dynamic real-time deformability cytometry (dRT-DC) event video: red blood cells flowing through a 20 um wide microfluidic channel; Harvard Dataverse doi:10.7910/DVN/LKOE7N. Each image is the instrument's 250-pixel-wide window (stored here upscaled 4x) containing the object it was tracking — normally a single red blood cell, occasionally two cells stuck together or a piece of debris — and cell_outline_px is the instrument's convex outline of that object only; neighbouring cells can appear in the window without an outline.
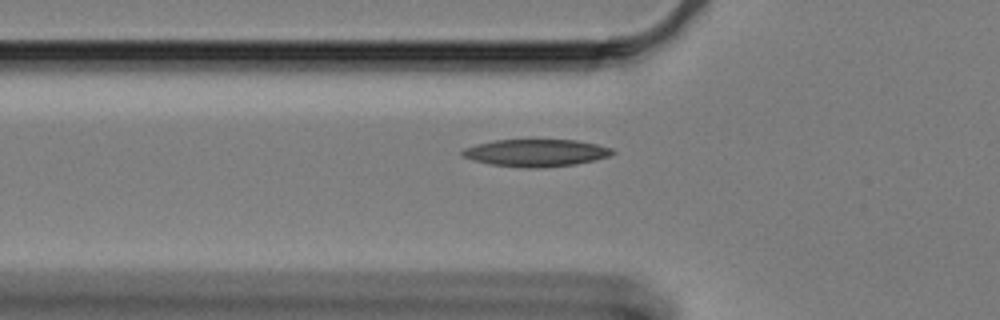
{"species": "Egyptian fruit bat (a non-hibernating species)", "species_latin": "Rousettus aegyptiacus", "temperature_condition": "cold", "stored_images_in_passage": 36, "camera_frame_rate_fps": 3000, "um_per_image_px": 0.085, "animal": {"sex": "female"}, "frame": {"image": 1, "passage_image": 2, "time_ms": 0.333, "image_size_px": [1000, 320], "cell_outline_px": [[616, 152], [608, 156], [576, 164], [540, 168], [524, 168], [492, 164], [472, 160], [460, 156], [460, 152], [464, 148], [476, 144], [492, 140], [532, 136], [576, 140], [596, 144], [612, 148]], "centroid_in_image_um": [45.5, 12.93], "position_along_channel_um": 80.3, "area_um2": 25.09}}
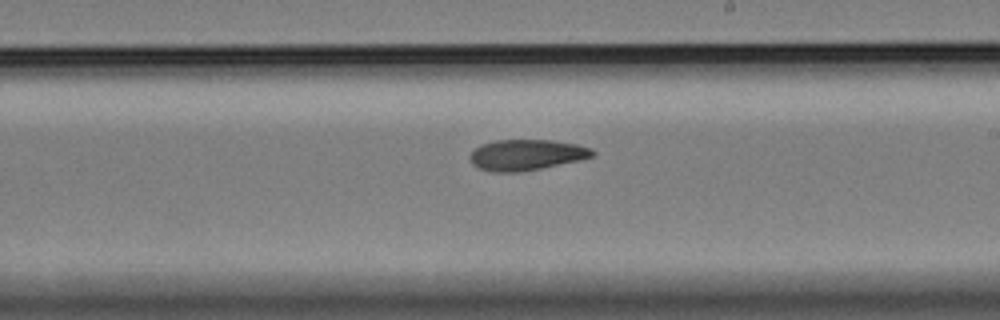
{"frame": {"image": 2, "passage_image": 17, "time_ms": 5.333, "image_size_px": [1000, 320], "cell_outline_px": [[596, 152], [592, 156], [576, 160], [540, 168], [520, 172], [492, 172], [480, 168], [472, 164], [468, 156], [480, 144], [496, 140], [552, 140], [576, 144], [592, 148]], "centroid_in_image_um": [44.7, 13.15], "position_along_channel_um": 244.3, "area_um2": 21.79}}
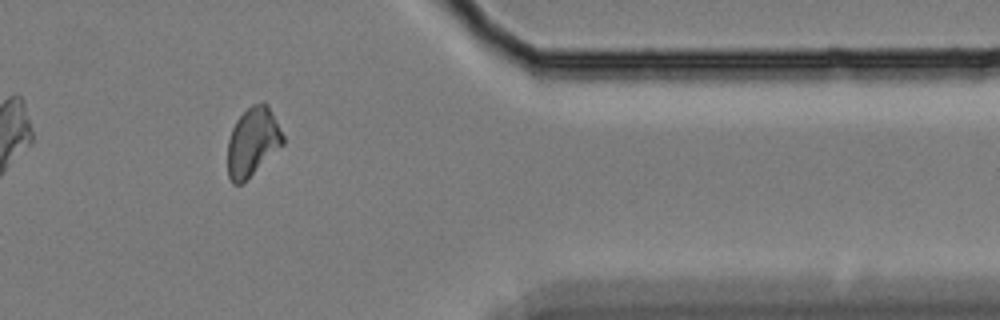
{"frame": {"image": 3, "passage_image": 32, "time_ms": 10.333, "image_size_px": [1000, 320], "cell_outline_px": [[284, 144], [240, 184], [232, 184], [228, 176], [228, 140], [232, 128], [236, 120], [252, 104], [264, 100], [268, 104], [284, 136]], "centroid_in_image_um": [21.48, 12.01], "position_along_channel_um": 389.9, "area_um2": 21.91}}